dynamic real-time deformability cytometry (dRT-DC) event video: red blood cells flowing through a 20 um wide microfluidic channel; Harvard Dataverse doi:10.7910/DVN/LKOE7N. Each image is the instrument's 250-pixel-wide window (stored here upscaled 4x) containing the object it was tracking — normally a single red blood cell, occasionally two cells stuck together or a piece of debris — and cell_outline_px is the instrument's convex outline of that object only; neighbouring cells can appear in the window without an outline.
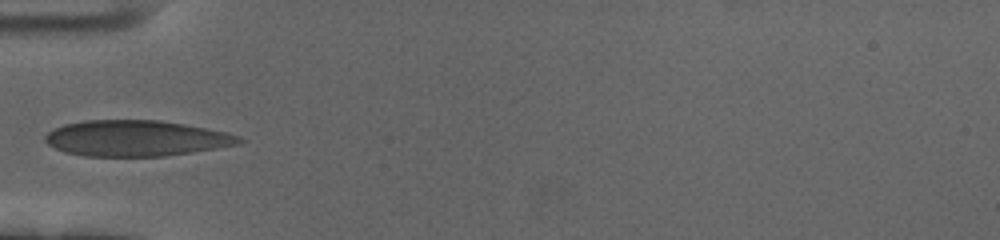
{"species": "human", "species_latin": "Homo sapiens", "temperature_condition": "cold", "stored_images_in_passage": 39, "camera_frame_rate_fps": 3000, "um_per_image_px": 0.085, "donor": {"sex": "female"}, "frame": {"image": 1, "passage_image": 1, "time_ms": 0.0, "image_size_px": [1000, 240], "cell_outline_px": [[244, 140], [236, 144], [216, 148], [192, 152], [164, 156], [84, 156], [64, 152], [48, 144], [44, 140], [44, 136], [48, 132], [64, 124], [84, 120], [160, 120], [184, 124], [228, 132], [240, 136]], "centroid_in_image_um": [11.55, 11.75], "position_along_channel_um": 73.5, "area_um2": 40.46}}
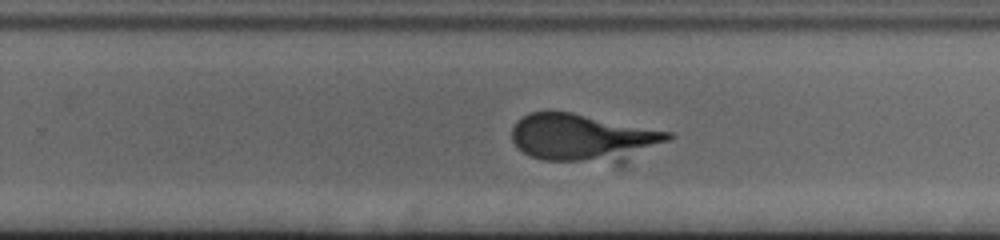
{"frame": {"image": 2, "passage_image": 19, "time_ms": 6.0, "image_size_px": [1000, 240], "cell_outline_px": [[676, 136], [668, 140], [580, 160], [544, 160], [532, 156], [516, 148], [512, 140], [512, 128], [516, 120], [528, 112], [572, 112], [672, 132]], "centroid_in_image_um": [49.21, 11.54], "position_along_channel_um": 280.6, "area_um2": 39.13}}
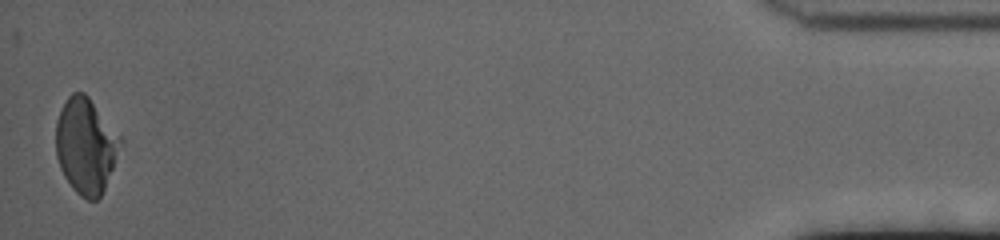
{"frame": {"image": 3, "passage_image": 39, "time_ms": 12.667, "image_size_px": [1000, 240], "cell_outline_px": [[124, 144], [104, 188], [100, 196], [96, 200], [88, 200], [80, 196], [72, 188], [64, 176], [60, 168], [56, 156], [56, 120], [60, 108], [68, 96], [72, 92], [84, 92], [88, 96], [124, 140]], "centroid_in_image_um": [7.3, 12.38], "position_along_channel_um": 427.9, "area_um2": 36.24}, "authors_computed_cell_mechanics": {"area_um2": 39.593, "velocity_mm_per_s": 3.4544, "shape_relaxation_time_tau1_ms": 4.475, "shape_relaxation_time_tau2_ms": 0.8573, "deformation_change_tau1": 0.1619, "deformation_change_tau2": 0.0505}}